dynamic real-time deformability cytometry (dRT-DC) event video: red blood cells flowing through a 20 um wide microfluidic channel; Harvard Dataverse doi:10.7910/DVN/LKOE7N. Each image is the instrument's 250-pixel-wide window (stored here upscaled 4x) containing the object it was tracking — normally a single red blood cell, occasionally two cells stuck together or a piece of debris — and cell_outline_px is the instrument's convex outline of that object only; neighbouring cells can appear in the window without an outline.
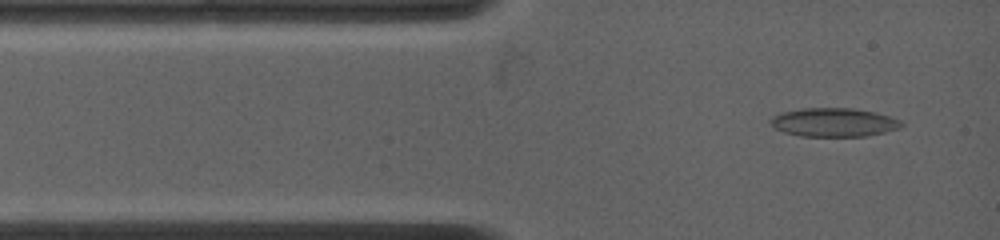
{"species": "common noctule bat (a hibernating species)", "species_latin": "Nyctalus noctula", "temperature_condition": "warm", "stored_images_in_passage": 42, "camera_frame_rate_fps": 4500, "um_per_image_px": 0.085, "animal": {"sex": "female", "body_mass_g": 19.0, "forearm_length_mm": 53.3}, "frame": {"image": 1, "passage_image": 2, "time_ms": 0.444, "image_size_px": [1000, 240], "cell_outline_px": [[904, 124], [900, 128], [884, 132], [864, 136], [800, 136], [784, 132], [776, 128], [768, 120], [772, 116], [780, 112], [800, 108], [852, 108], [872, 112], [888, 116], [900, 120]], "centroid_in_image_um": [70.83, 10.39], "position_along_channel_um": 14.2, "area_um2": 21.79}}
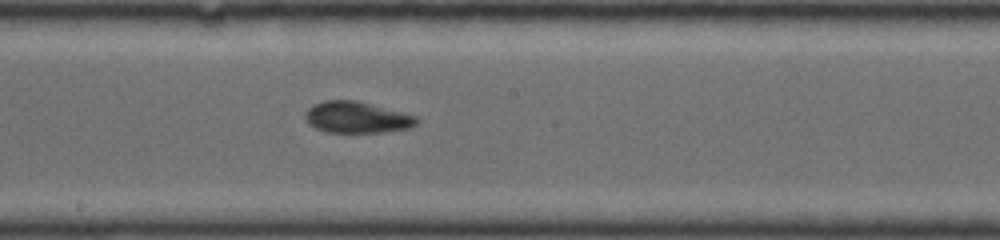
{"frame": {"image": 2, "passage_image": 18, "time_ms": 6.444, "image_size_px": [1000, 240], "cell_outline_px": [[420, 120], [412, 128], [384, 132], [324, 132], [308, 124], [304, 120], [304, 116], [308, 108], [324, 100], [356, 100], [416, 116]], "centroid_in_image_um": [30.32, 9.98], "position_along_channel_um": 217.9, "area_um2": 20.4}}
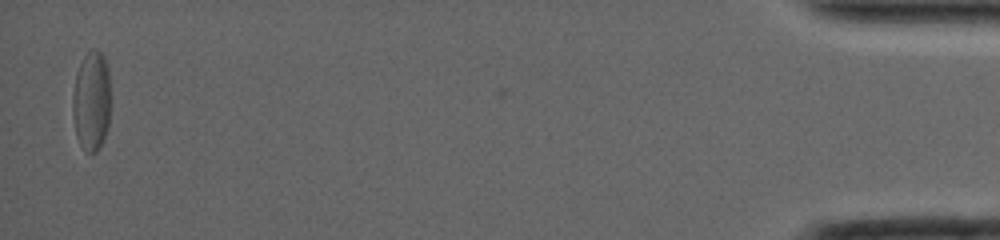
{"frame": {"image": 3, "passage_image": 41, "time_ms": 15.556, "image_size_px": [1000, 240], "cell_outline_px": [[108, 124], [100, 148], [96, 152], [88, 152], [80, 144], [76, 136], [72, 112], [72, 96], [76, 72], [84, 56], [92, 48], [96, 48], [104, 56], [108, 68]], "centroid_in_image_um": [7.74, 8.56], "position_along_channel_um": 427.5, "area_um2": 21.85}, "authors_computed_cell_mechanics": {"area_um2": 20.8658, "velocity_mm_per_s": 3.8679, "shape_relaxation_time_tau1_ms": 9.8095, "shape_relaxation_time_tau2_ms": 3.2589, "deformation_change_tau1": 0.2093, "deformation_change_tau2": 0.0752}}